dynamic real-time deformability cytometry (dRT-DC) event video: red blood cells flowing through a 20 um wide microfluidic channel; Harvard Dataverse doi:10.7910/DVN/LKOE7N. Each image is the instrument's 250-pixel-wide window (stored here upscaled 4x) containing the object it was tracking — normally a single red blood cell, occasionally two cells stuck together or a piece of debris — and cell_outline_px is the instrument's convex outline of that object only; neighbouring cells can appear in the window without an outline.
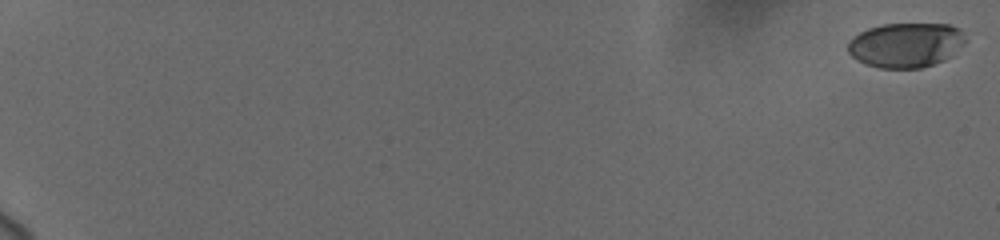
{"species": "human", "species_latin": "Homo sapiens", "temperature_condition": "cold", "stored_images_in_passage": 20, "camera_frame_rate_fps": 3000, "um_per_image_px": 0.085, "donor": {"sex": "female"}, "frame": {"image": 1, "passage_image": 1, "time_ms": 0.0, "image_size_px": [1000, 240], "cell_outline_px": [[964, 44], [952, 56], [944, 60], [920, 68], [880, 68], [864, 64], [856, 60], [848, 52], [848, 40], [852, 36], [868, 28], [884, 24], [948, 24], [960, 28], [964, 40]], "centroid_in_image_um": [76.97, 3.83], "position_along_channel_um": 8.0, "area_um2": 30.75}}
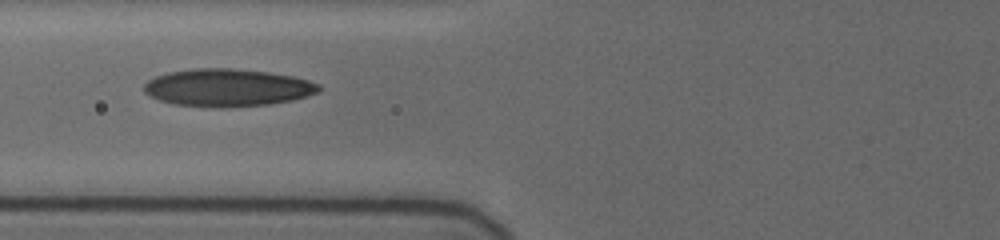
{"frame": {"image": 2, "passage_image": 15, "time_ms": 9.0, "image_size_px": [1000, 240], "cell_outline_px": [[320, 88], [316, 92], [292, 100], [268, 104], [224, 108], [212, 108], [172, 104], [160, 100], [144, 92], [144, 84], [148, 80], [156, 76], [168, 72], [196, 68], [232, 68], [268, 72], [292, 76], [308, 80], [320, 84]], "centroid_in_image_um": [19.3, 7.45], "position_along_channel_um": 106.5, "area_um2": 38.26}}
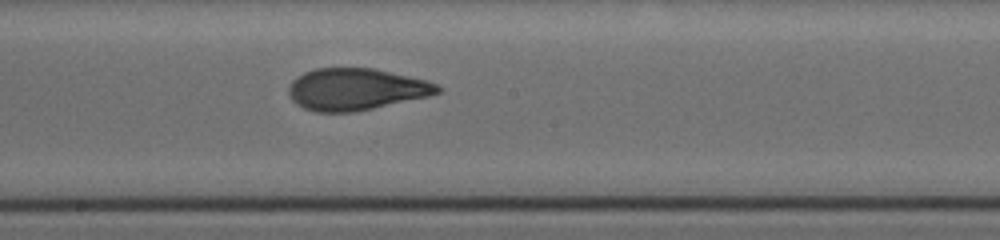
{"frame": {"image": 3, "passage_image": 20, "time_ms": 12.0, "image_size_px": [1000, 240], "cell_outline_px": [[444, 88], [440, 92], [428, 96], [372, 108], [352, 112], [316, 112], [304, 108], [296, 104], [292, 100], [288, 92], [288, 88], [292, 80], [296, 76], [304, 72], [316, 68], [372, 68], [428, 80]], "centroid_in_image_um": [30.24, 7.58], "position_along_channel_um": 218.0, "area_um2": 36.24}}